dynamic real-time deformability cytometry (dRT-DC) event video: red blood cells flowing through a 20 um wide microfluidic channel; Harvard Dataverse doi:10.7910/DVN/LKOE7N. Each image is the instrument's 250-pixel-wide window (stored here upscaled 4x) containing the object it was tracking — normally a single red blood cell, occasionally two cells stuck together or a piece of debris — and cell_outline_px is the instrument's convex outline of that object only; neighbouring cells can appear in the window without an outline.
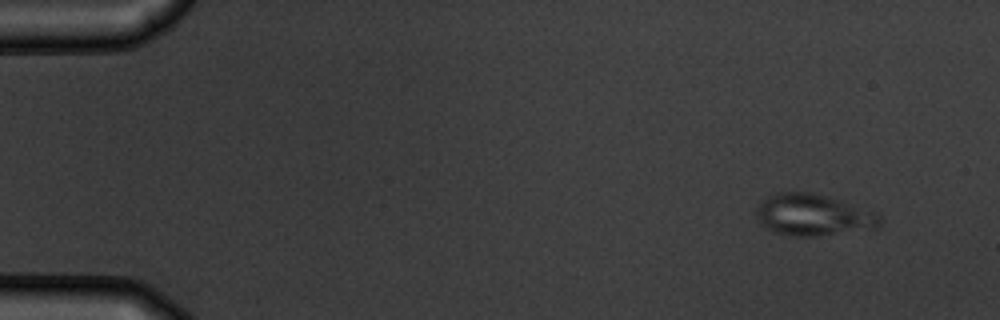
{"species": "common noctule bat (a hibernating species)", "species_latin": "Nyctalus noctula", "temperature_condition": "warm", "stored_images_in_passage": 4, "camera_frame_rate_fps": 3000, "um_per_image_px": 0.085, "animal": {"sex": "male", "body_mass_g": 19.5, "forearm_length_mm": 54.6}, "frame": {"image": 1, "passage_image": 1, "time_ms": 0.0, "image_size_px": [1000, 320], "cell_outline_px": [[880, 224], [876, 228], [820, 236], [788, 236], [776, 232], [760, 224], [756, 216], [756, 204], [768, 196], [780, 192], [812, 192], [876, 212], [880, 216]], "centroid_in_image_um": [69.08, 18.28], "position_along_channel_um": 15.9, "area_um2": 29.82}}